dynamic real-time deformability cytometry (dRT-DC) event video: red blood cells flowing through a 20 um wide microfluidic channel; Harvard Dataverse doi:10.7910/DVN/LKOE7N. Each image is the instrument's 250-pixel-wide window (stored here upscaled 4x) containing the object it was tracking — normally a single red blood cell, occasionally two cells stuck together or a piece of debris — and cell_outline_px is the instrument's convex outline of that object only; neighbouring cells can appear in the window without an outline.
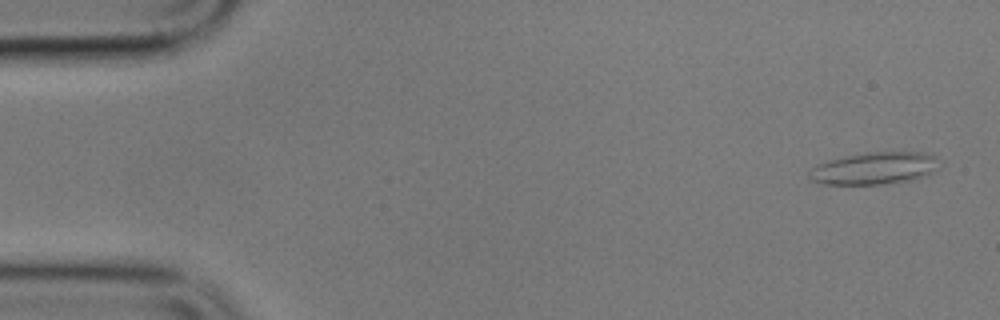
{"species": "common noctule bat (a hibernating species)", "species_latin": "Nyctalus noctula", "temperature_condition": "cold", "stored_images_in_passage": 5, "camera_frame_rate_fps": 3000, "um_per_image_px": 0.085, "animal": {"sex": "male", "body_mass_g": 17.9}, "frame": {"image": 1, "passage_image": 1, "time_ms": 0.0, "image_size_px": [1000, 320], "cell_outline_px": [[940, 168], [932, 172], [908, 180], [880, 184], [824, 184], [808, 180], [808, 172], [812, 168], [828, 160], [868, 152], [924, 152], [932, 156]], "centroid_in_image_um": [74.26, 14.31], "position_along_channel_um": 10.7, "area_um2": 23.93}}